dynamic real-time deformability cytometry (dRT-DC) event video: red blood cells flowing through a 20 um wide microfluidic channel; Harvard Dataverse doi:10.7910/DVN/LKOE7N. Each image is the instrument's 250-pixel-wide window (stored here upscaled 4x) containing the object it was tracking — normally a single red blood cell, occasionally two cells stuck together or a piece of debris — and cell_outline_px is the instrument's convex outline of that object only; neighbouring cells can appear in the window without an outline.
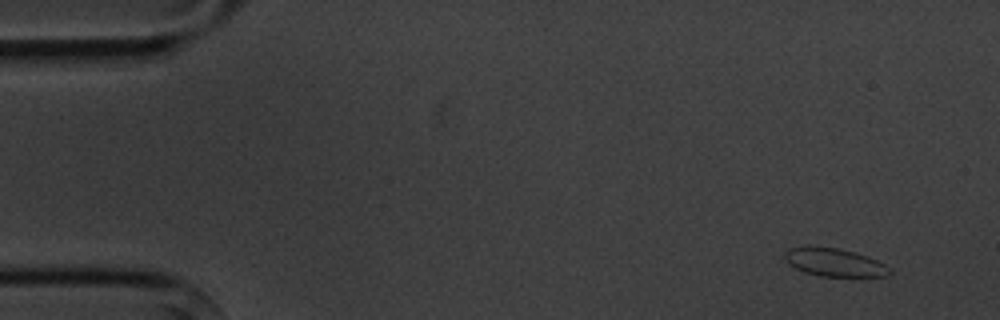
{"species": "common noctule bat (a hibernating species)", "species_latin": "Nyctalus noctula", "temperature_condition": "cold", "stored_images_in_passage": 5, "camera_frame_rate_fps": 3000, "um_per_image_px": 0.085, "animal": {"sex": "male", "body_mass_g": 20.1, "forearm_length_mm": 53.5}, "frame": {"image": 1, "passage_image": 1, "time_ms": 0.0, "image_size_px": [1000, 320], "cell_outline_px": [[892, 272], [888, 276], [820, 276], [804, 272], [788, 264], [784, 256], [784, 252], [788, 248], [836, 248], [868, 256], [884, 264]], "centroid_in_image_um": [70.93, 22.33], "position_along_channel_um": 14.1, "area_um2": 16.65}}
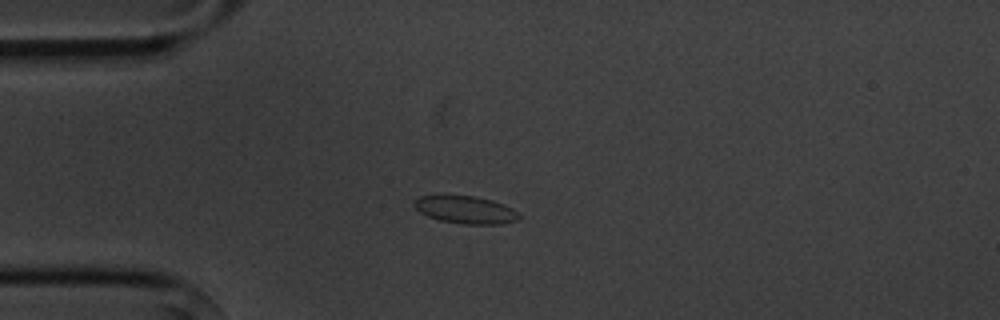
{"frame": {"image": 2, "passage_image": 4, "time_ms": 3.333, "image_size_px": [1000, 320], "cell_outline_px": [[520, 216], [516, 220], [500, 224], [464, 224], [440, 220], [428, 216], [420, 212], [412, 204], [420, 196], [440, 192], [476, 196], [492, 200], [504, 204], [512, 208]], "centroid_in_image_um": [39.5, 17.77], "position_along_channel_um": 45.5, "area_um2": 17.4}}
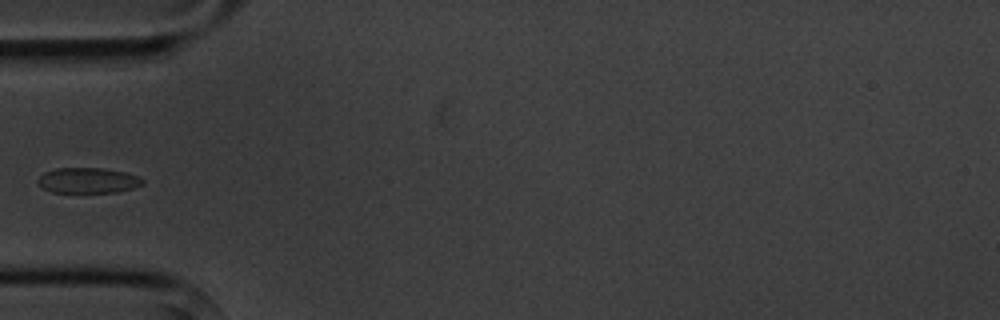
{"frame": {"image": 3, "passage_image": 5, "time_ms": 4.667, "image_size_px": [1000, 320], "cell_outline_px": [[144, 184], [132, 188], [116, 192], [52, 192], [44, 188], [36, 180], [44, 172], [56, 168], [100, 168], [124, 172], [136, 176], [144, 180]], "centroid_in_image_um": [7.46, 15.33], "position_along_channel_um": 77.5, "area_um2": 15.32}}